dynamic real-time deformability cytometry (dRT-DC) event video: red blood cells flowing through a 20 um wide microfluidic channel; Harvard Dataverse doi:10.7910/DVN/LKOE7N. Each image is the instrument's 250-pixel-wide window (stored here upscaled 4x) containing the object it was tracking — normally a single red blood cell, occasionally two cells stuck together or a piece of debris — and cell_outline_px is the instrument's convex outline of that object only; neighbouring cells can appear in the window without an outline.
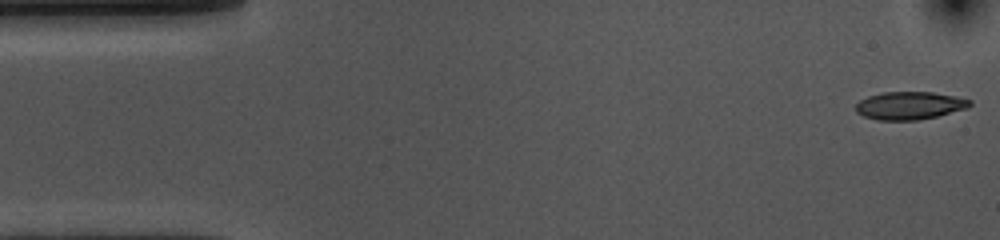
{"species": "common noctule bat (a hibernating species)", "species_latin": "Nyctalus noctula", "temperature_condition": "cold", "stored_images_in_passage": 53, "camera_frame_rate_fps": 3000, "um_per_image_px": 0.085, "animal": {"sex": "female", "body_mass_g": 10.0, "forearm_length_mm": 53.1}, "frame": {"image": 1, "passage_image": 1, "time_ms": 0.0, "image_size_px": [1000, 240], "cell_outline_px": [[972, 104], [968, 108], [936, 116], [916, 120], [876, 120], [864, 116], [856, 112], [856, 104], [860, 100], [868, 96], [884, 92], [932, 92], [956, 96], [972, 100]], "centroid_in_image_um": [77.32, 8.97], "position_along_channel_um": 7.7, "area_um2": 18.5}}
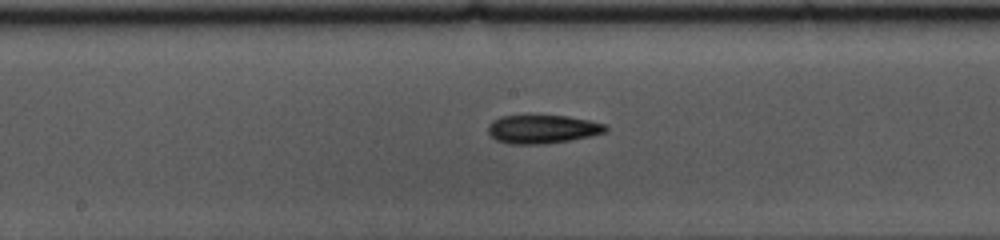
{"frame": {"image": 2, "passage_image": 26, "time_ms": 8.333, "image_size_px": [1000, 240], "cell_outline_px": [[608, 128], [604, 132], [588, 136], [568, 140], [544, 144], [508, 144], [496, 140], [488, 132], [488, 124], [492, 120], [500, 116], [528, 112], [568, 116], [608, 124]], "centroid_in_image_um": [46.04, 10.92], "position_along_channel_um": 202.2, "area_um2": 20.4}}
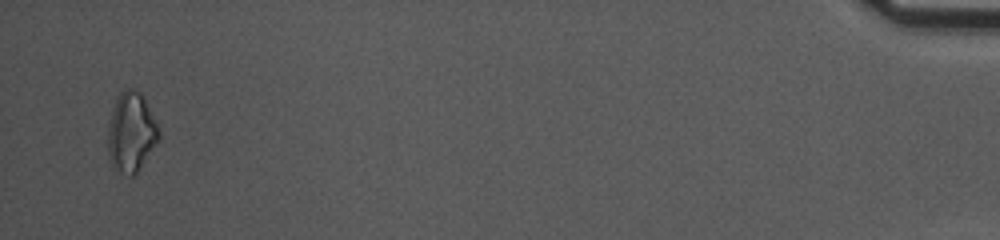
{"frame": {"image": 3, "passage_image": 52, "time_ms": 17.0, "image_size_px": [1000, 240], "cell_outline_px": [[160, 136], [156, 144], [136, 172], [132, 176], [124, 176], [112, 164], [108, 156], [108, 128], [112, 112], [116, 100], [120, 92], [124, 88], [132, 88], [140, 92], [144, 96], [160, 132]], "centroid_in_image_um": [11.15, 11.22], "position_along_channel_um": 424.1, "area_um2": 23.35}, "authors_computed_cell_mechanics": {"area_um2": 19.1896, "velocity_mm_per_s": 3.6284, "shape_relaxation_time_tau1_ms": 4.9145, "shape_relaxation_time_tau2_ms": null, "deformation_change_tau1": 0.1284, "deformation_change_tau2": null}}